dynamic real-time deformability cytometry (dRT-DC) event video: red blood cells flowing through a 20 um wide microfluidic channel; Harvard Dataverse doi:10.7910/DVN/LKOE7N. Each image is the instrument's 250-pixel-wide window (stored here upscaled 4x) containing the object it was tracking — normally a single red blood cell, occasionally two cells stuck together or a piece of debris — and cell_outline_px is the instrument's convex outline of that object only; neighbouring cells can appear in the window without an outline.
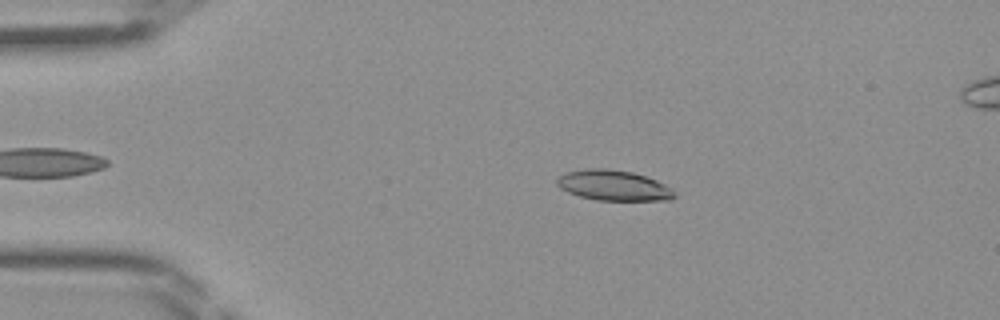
{"species": "Egyptian fruit bat (a non-hibernating species)", "species_latin": "Rousettus aegyptiacus", "temperature_condition": "room temperature", "stored_images_in_passage": 40, "camera_frame_rate_fps": 3000, "um_per_image_px": 0.085, "frame": {"image": 1, "passage_image": 9, "time_ms": 2.667, "image_size_px": [1000, 320], "cell_outline_px": [[676, 196], [668, 200], [596, 200], [580, 196], [568, 192], [560, 188], [556, 184], [556, 180], [564, 172], [588, 168], [608, 168], [632, 172], [656, 180], [672, 188], [676, 192]], "centroid_in_image_um": [52.14, 15.75], "position_along_channel_um": 32.9, "area_um2": 20.87}}
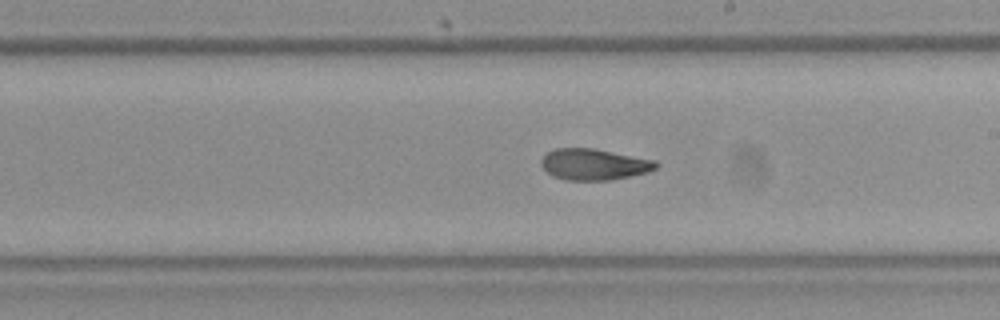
{"frame": {"image": 2, "passage_image": 26, "time_ms": 8.333, "image_size_px": [1000, 320], "cell_outline_px": [[660, 164], [656, 168], [648, 172], [612, 180], [564, 180], [552, 176], [540, 164], [540, 160], [548, 152], [556, 148], [592, 148], [656, 160]], "centroid_in_image_um": [50.5, 13.98], "position_along_channel_um": 238.5, "area_um2": 20.92}}
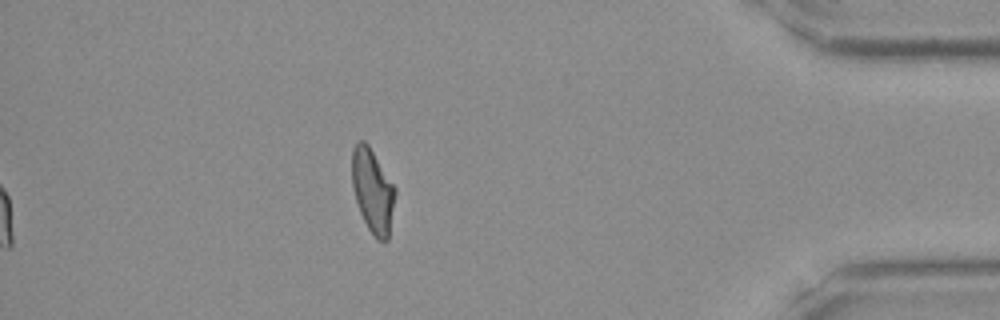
{"frame": {"image": 3, "passage_image": 40, "time_ms": 13.0, "image_size_px": [1000, 320], "cell_outline_px": [[396, 192], [388, 240], [384, 244], [376, 240], [368, 228], [360, 212], [352, 188], [352, 148], [356, 140], [364, 140], [368, 144], [396, 188]], "centroid_in_image_um": [31.67, 16.22], "position_along_channel_um": 403.5, "area_um2": 21.33}}